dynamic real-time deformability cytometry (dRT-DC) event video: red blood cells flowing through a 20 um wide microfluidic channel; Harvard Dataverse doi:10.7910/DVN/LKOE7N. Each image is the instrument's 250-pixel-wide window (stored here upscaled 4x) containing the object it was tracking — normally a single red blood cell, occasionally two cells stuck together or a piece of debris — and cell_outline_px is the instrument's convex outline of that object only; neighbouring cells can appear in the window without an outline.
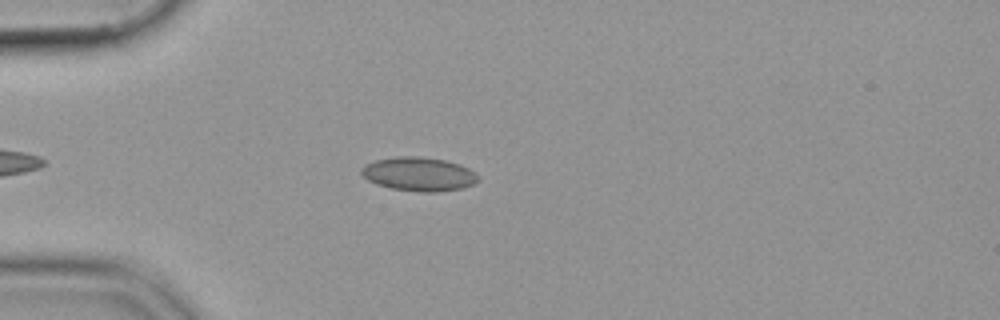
{"species": "common noctule bat (a hibernating species)", "species_latin": "Nyctalus noctula", "temperature_condition": "cold", "stored_images_in_passage": 42, "camera_frame_rate_fps": 3000, "um_per_image_px": 0.085, "animal": {"sex": "female", "body_mass_g": 19.9}, "frame": {"image": 1, "passage_image": 9, "time_ms": 2.667, "image_size_px": [1000, 320], "cell_outline_px": [[480, 180], [472, 184], [460, 188], [436, 192], [420, 192], [392, 188], [376, 184], [368, 180], [360, 172], [360, 168], [364, 164], [376, 160], [396, 156], [420, 156], [444, 160], [460, 164], [468, 168]], "centroid_in_image_um": [35.55, 14.79], "position_along_channel_um": 49.4, "area_um2": 22.89}}
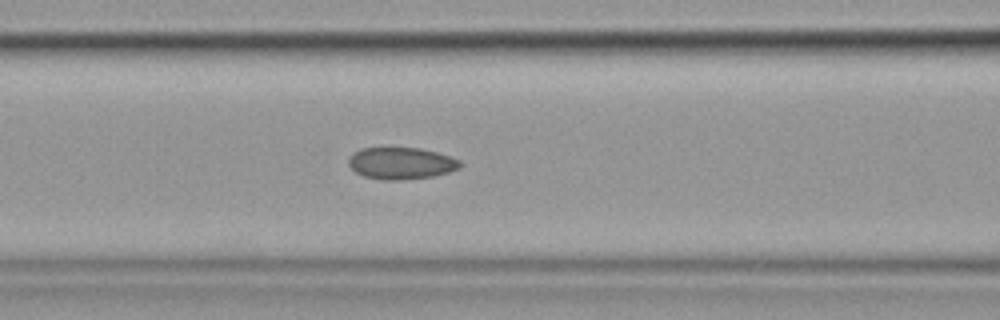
{"frame": {"image": 2, "passage_image": 17, "time_ms": 5.333, "image_size_px": [1000, 320], "cell_outline_px": [[460, 168], [448, 172], [432, 176], [400, 180], [384, 180], [364, 176], [356, 172], [348, 164], [348, 156], [352, 152], [360, 148], [388, 144], [420, 148], [436, 152], [460, 160]], "centroid_in_image_um": [34.01, 13.81], "position_along_channel_um": 132.6, "area_um2": 21.5}}
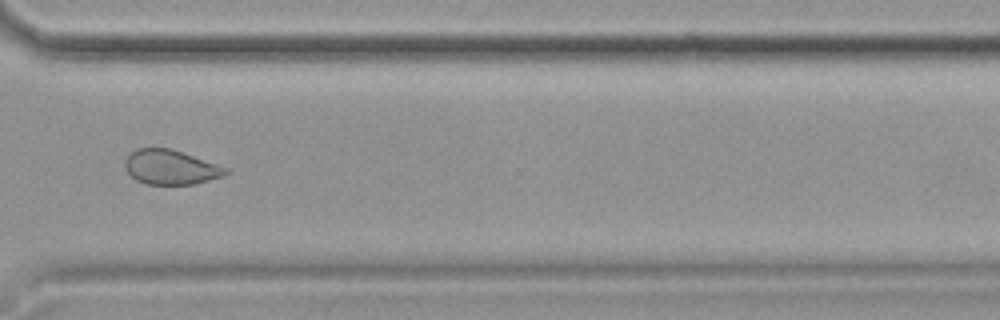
{"frame": {"image": 3, "passage_image": 35, "time_ms": 11.333, "image_size_px": [1000, 320], "cell_outline_px": [[228, 172], [224, 176], [196, 184], [144, 184], [136, 180], [124, 168], [124, 160], [136, 148], [168, 148], [228, 168]], "centroid_in_image_um": [14.48, 14.23], "position_along_channel_um": 356.1, "area_um2": 20.11}}